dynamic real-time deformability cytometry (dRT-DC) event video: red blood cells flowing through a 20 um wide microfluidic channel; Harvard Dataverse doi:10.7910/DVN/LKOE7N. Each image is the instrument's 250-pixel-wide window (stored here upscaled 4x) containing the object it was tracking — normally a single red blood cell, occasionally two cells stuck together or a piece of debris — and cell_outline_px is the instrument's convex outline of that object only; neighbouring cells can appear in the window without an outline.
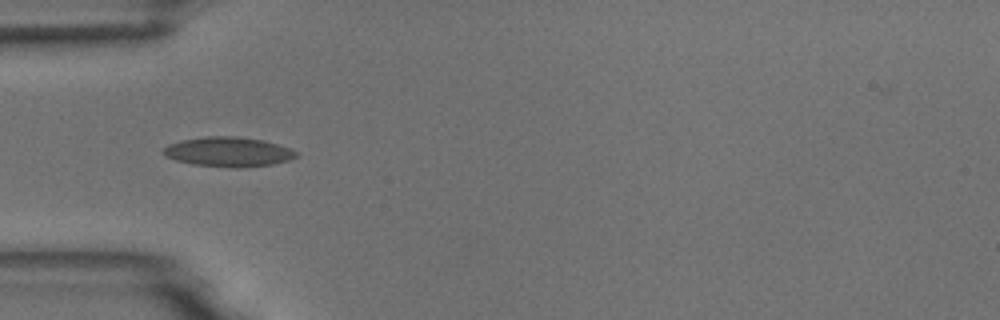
{"species": "common noctule bat (a hibernating species)", "species_latin": "Nyctalus noctula", "temperature_condition": "room temperature", "stored_images_in_passage": 6, "camera_frame_rate_fps": 3000, "um_per_image_px": 0.085, "animal": {"sex": "male", "body_mass_g": 18.8}, "frame": {"image": 1, "passage_image": 4, "time_ms": 3.333, "image_size_px": [1000, 320], "cell_outline_px": [[296, 156], [288, 160], [272, 164], [236, 168], [232, 168], [192, 164], [176, 160], [164, 156], [164, 148], [168, 144], [180, 140], [204, 136], [236, 136], [264, 140], [288, 148], [296, 152]], "centroid_in_image_um": [19.36, 12.9], "position_along_channel_um": 65.6, "area_um2": 22.83}}